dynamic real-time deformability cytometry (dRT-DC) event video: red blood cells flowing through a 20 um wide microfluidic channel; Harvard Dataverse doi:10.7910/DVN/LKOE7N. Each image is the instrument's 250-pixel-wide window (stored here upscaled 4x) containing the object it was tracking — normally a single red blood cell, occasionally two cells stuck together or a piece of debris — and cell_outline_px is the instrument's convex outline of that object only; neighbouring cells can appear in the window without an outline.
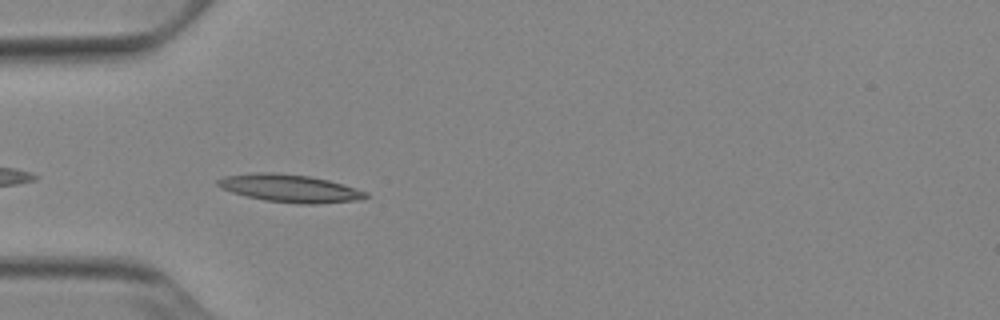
{"species": "Egyptian fruit bat (a non-hibernating species)", "species_latin": "Rousettus aegyptiacus", "temperature_condition": "cold", "stored_images_in_passage": 9, "camera_frame_rate_fps": 3000, "um_per_image_px": 0.085, "animal": {"sex": "female"}, "frame": {"image": 1, "passage_image": 2, "time_ms": 0.333, "image_size_px": [1000, 320], "cell_outline_px": [[368, 196], [356, 200], [316, 204], [300, 204], [264, 200], [232, 192], [220, 188], [216, 184], [216, 180], [224, 176], [252, 172], [276, 172], [308, 176], [328, 180], [368, 192]], "centroid_in_image_um": [24.58, 15.99], "position_along_channel_um": 60.4, "area_um2": 23.81}}
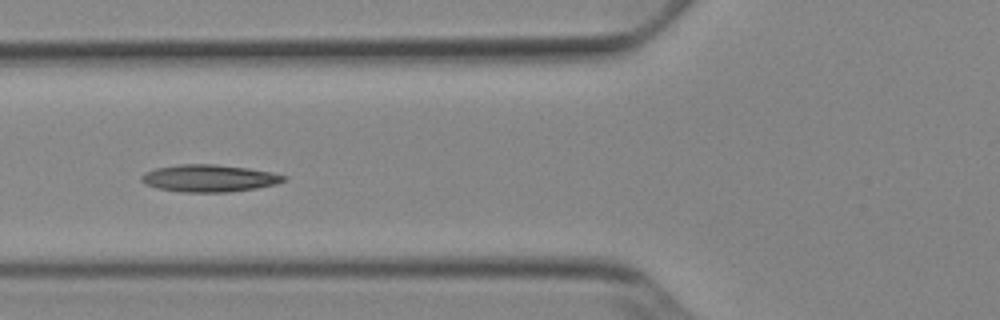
{"frame": {"image": 2, "passage_image": 6, "time_ms": 1.667, "image_size_px": [1000, 320], "cell_outline_px": [[288, 180], [276, 184], [256, 188], [228, 192], [180, 192], [156, 188], [144, 184], [140, 180], [140, 176], [144, 172], [156, 168], [180, 164], [216, 164], [248, 168], [272, 172], [288, 176]], "centroid_in_image_um": [17.77, 15.15], "position_along_channel_um": 108.0, "area_um2": 22.83}}